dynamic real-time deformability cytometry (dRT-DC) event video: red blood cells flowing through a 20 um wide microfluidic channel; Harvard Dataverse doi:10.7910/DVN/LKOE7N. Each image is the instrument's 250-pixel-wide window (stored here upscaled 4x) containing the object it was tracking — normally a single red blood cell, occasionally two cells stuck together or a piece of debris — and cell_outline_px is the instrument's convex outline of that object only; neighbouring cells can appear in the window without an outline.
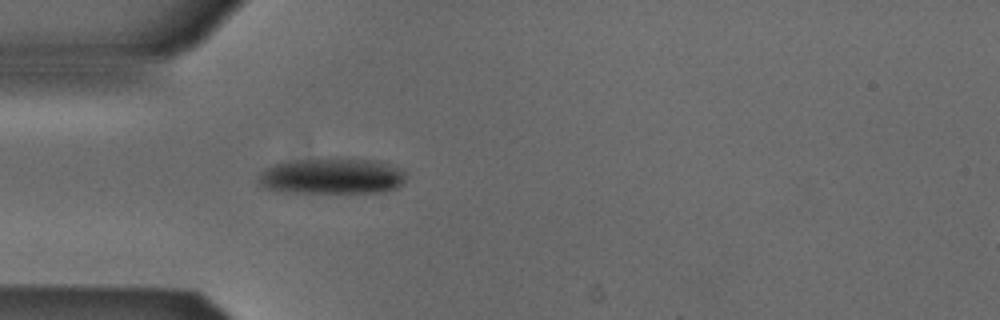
{"species": "Egyptian fruit bat (a non-hibernating species)", "species_latin": "Rousettus aegyptiacus", "temperature_condition": "cold", "stored_images_in_passage": 4, "camera_frame_rate_fps": 3000, "um_per_image_px": 0.085, "animal": {"sex": "male"}, "frame": {"image": 1, "passage_image": 4, "time_ms": 1.0, "image_size_px": [1000, 320], "cell_outline_px": [[408, 176], [404, 184], [396, 188], [380, 192], [288, 192], [264, 188], [260, 184], [260, 172], [264, 168], [276, 164], [296, 160], [380, 160], [404, 168]], "centroid_in_image_um": [28.32, 14.98], "position_along_channel_um": 56.7, "area_um2": 30.63}}